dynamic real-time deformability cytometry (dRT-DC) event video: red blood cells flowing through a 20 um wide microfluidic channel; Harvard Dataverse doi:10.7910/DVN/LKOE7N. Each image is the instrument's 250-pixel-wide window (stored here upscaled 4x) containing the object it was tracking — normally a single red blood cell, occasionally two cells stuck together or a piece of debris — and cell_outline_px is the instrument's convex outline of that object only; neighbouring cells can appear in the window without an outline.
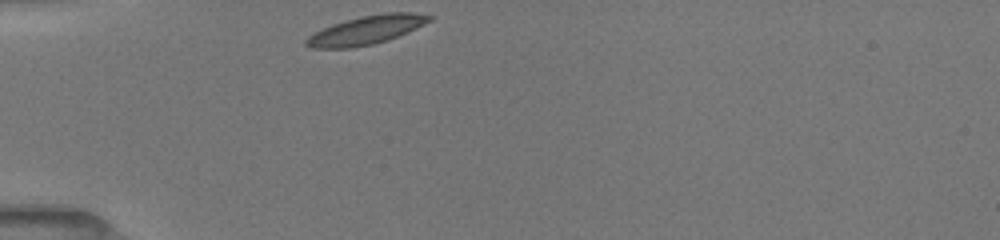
{"species": "common noctule bat (a hibernating species)", "species_latin": "Nyctalus noctula", "temperature_condition": "room temperature", "stored_images_in_passage": 54, "camera_frame_rate_fps": 3000, "um_per_image_px": 0.085, "animal": {"sex": "female", "body_mass_g": 19.5, "forearm_length_mm": 54.1}, "frame": {"image": 1, "passage_image": 1, "time_ms": 0.0, "image_size_px": [1000, 240], "cell_outline_px": [[432, 20], [408, 32], [388, 40], [372, 44], [352, 48], [312, 48], [304, 44], [304, 40], [312, 32], [332, 24], [344, 20], [360, 16], [384, 12], [412, 12], [432, 16]], "centroid_in_image_um": [31.1, 2.55], "position_along_channel_um": 53.9, "area_um2": 20.75}}
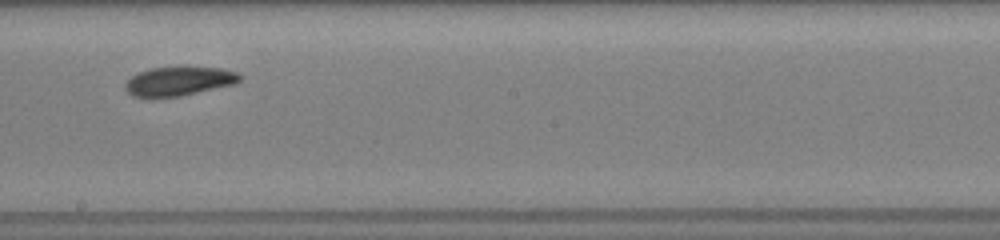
{"frame": {"image": 2, "passage_image": 28, "time_ms": 5.0, "image_size_px": [1000, 240], "cell_outline_px": [[244, 76], [236, 84], [180, 96], [152, 100], [132, 96], [124, 88], [124, 84], [132, 76], [140, 72], [152, 68], [220, 68], [236, 72]], "centroid_in_image_um": [15.17, 6.95], "position_along_channel_um": 233.0, "area_um2": 19.59}}
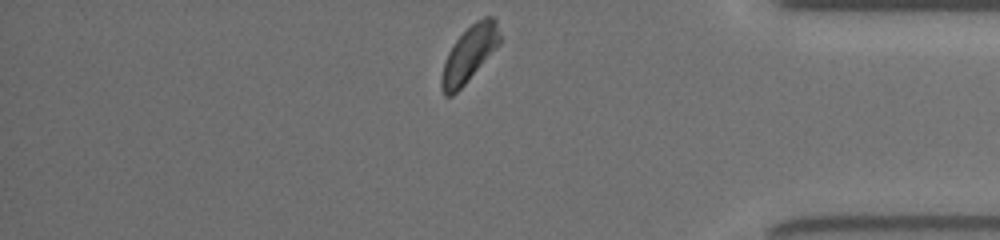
{"frame": {"image": 3, "passage_image": 53, "time_ms": 9.667, "image_size_px": [1000, 240], "cell_outline_px": [[500, 44], [464, 84], [452, 96], [444, 96], [440, 88], [440, 76], [444, 60], [448, 52], [456, 40], [476, 20], [484, 16], [492, 16], [496, 20], [500, 36]], "centroid_in_image_um": [39.86, 4.6], "position_along_channel_um": 395.3, "area_um2": 18.79}, "authors_computed_cell_mechanics": {"area_um2": 20.0566, "velocity_mm_per_s": 3.9286, "shape_relaxation_time_tau1_ms": 1.8591, "shape_relaxation_time_tau2_ms": 3.978, "deformation_change_tau1": 0.0887, "deformation_change_tau2": 0.0921}}